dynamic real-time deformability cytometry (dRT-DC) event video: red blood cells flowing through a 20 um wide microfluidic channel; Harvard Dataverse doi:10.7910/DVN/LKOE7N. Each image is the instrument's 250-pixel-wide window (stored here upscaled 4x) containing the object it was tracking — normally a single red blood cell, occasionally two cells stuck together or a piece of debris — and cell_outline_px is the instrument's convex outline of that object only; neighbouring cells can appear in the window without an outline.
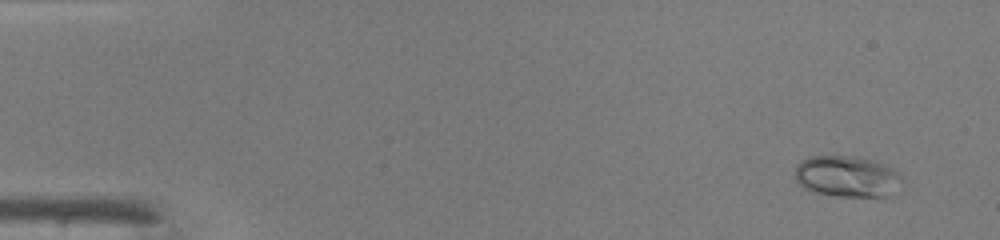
{"species": "common noctule bat (a hibernating species)", "species_latin": "Nyctalus noctula", "temperature_condition": "warm", "stored_images_in_passage": 47, "camera_frame_rate_fps": 3000, "um_per_image_px": 0.085, "animal": {"sex": "male", "body_mass_g": 19.0, "forearm_length_mm": 50.8}, "frame": {"image": 1, "passage_image": 3, "time_ms": 0.667, "image_size_px": [1000, 240], "cell_outline_px": [[900, 180], [888, 196], [884, 200], [840, 196], [816, 192], [804, 188], [796, 180], [796, 168], [800, 160], [808, 156], [860, 156], [896, 168], [900, 172]], "centroid_in_image_um": [72.03, 15.01], "position_along_channel_um": 13.0, "area_um2": 26.18}}
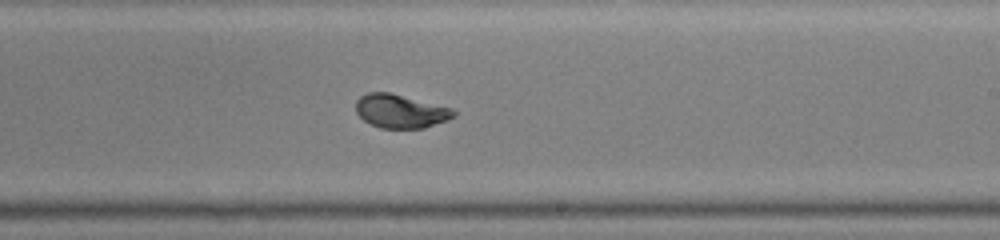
{"frame": {"image": 2, "passage_image": 29, "time_ms": 9.333, "image_size_px": [1000, 240], "cell_outline_px": [[456, 116], [448, 120], [424, 128], [380, 128], [364, 120], [356, 112], [356, 100], [360, 96], [368, 92], [388, 92], [452, 108], [456, 112]], "centroid_in_image_um": [34.05, 9.45], "position_along_channel_um": 255.0, "area_um2": 19.07}}
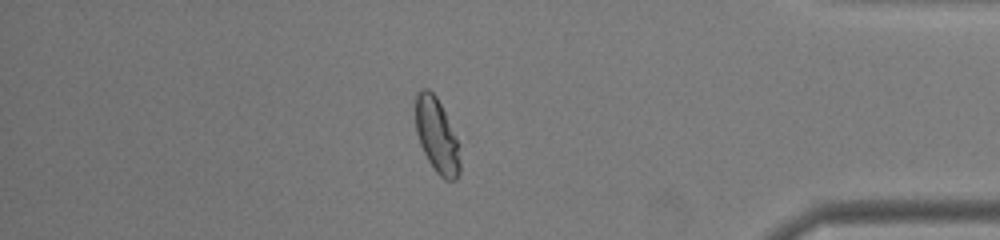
{"frame": {"image": 3, "passage_image": 41, "time_ms": 13.333, "image_size_px": [1000, 240], "cell_outline_px": [[460, 172], [456, 180], [444, 180], [436, 172], [428, 160], [420, 144], [416, 132], [416, 92], [420, 88], [428, 88], [436, 96], [460, 144]], "centroid_in_image_um": [37.15, 11.54], "position_along_channel_um": 398.1, "area_um2": 19.42}}